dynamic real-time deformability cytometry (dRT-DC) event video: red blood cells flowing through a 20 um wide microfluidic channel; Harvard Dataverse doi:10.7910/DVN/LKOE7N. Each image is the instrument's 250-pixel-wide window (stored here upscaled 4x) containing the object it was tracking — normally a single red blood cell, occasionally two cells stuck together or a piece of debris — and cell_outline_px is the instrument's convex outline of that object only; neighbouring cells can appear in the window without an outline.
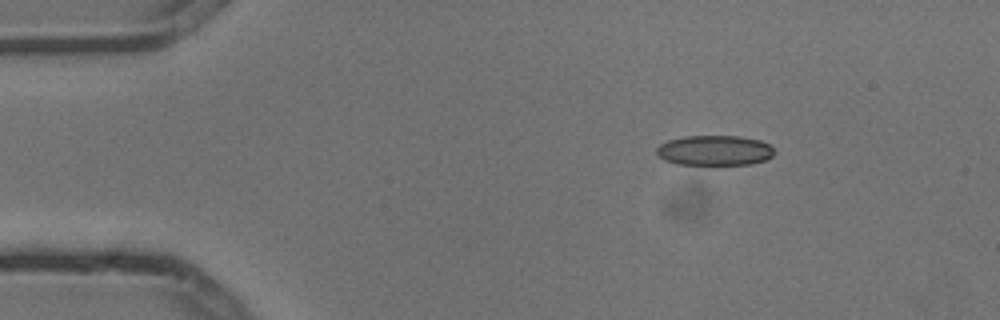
{"species": "common noctule bat (a hibernating species)", "species_latin": "Nyctalus noctula", "temperature_condition": "cold", "stored_images_in_passage": 5, "camera_frame_rate_fps": 3000, "um_per_image_px": 0.085, "animal": {"sex": "male", "body_mass_g": 13.3}, "frame": {"image": 1, "passage_image": 1, "time_ms": 0.0, "image_size_px": [1000, 320], "cell_outline_px": [[776, 152], [772, 156], [764, 160], [752, 164], [676, 164], [664, 160], [656, 152], [656, 148], [660, 144], [668, 140], [684, 136], [740, 136], [760, 140], [768, 144]], "centroid_in_image_um": [60.74, 12.78], "position_along_channel_um": 24.3, "area_um2": 20.63}}
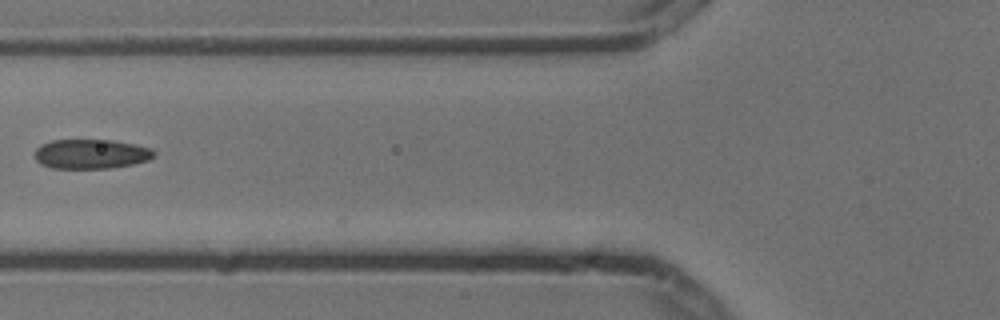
{"frame": {"image": 2, "passage_image": 4, "time_ms": 1.0, "image_size_px": [1000, 320], "cell_outline_px": [[156, 156], [148, 160], [132, 164], [112, 168], [52, 168], [40, 164], [36, 160], [36, 148], [40, 144], [52, 140], [112, 140], [136, 144], [152, 148], [156, 152]], "centroid_in_image_um": [7.77, 13.08], "position_along_channel_um": 118.0, "area_um2": 20.69}}